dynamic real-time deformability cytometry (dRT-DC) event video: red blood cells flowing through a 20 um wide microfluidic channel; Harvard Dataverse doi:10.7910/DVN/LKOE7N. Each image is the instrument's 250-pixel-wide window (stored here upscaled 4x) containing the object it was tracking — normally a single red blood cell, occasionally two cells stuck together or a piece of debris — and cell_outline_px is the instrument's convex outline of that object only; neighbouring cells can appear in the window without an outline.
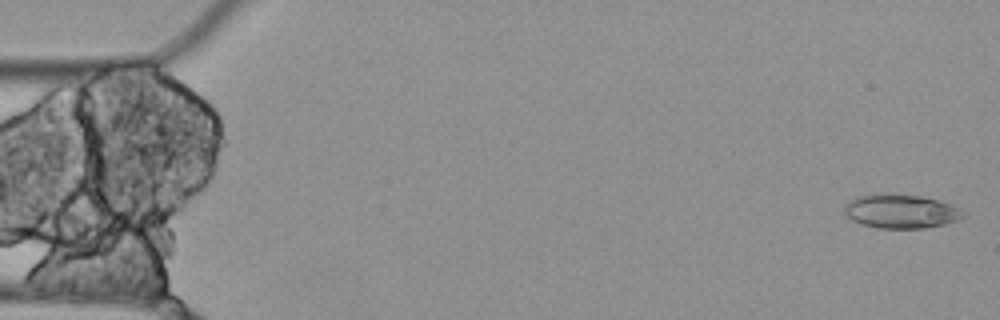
{"species": "Egyptian fruit bat (a non-hibernating species)", "species_latin": "Rousettus aegyptiacus", "temperature_condition": "cold", "stored_images_in_passage": 4, "camera_frame_rate_fps": 3000, "um_per_image_px": 0.085, "animal": {"sex": "female"}, "frame": {"image": 1, "passage_image": 1, "time_ms": 0.0, "image_size_px": [1000, 320], "cell_outline_px": [[968, 216], [960, 220], [944, 224], [924, 228], [876, 228], [860, 224], [852, 220], [844, 212], [844, 204], [856, 196], [920, 196], [936, 200], [948, 204], [964, 212]], "centroid_in_image_um": [76.58, 18.01], "position_along_channel_um": 8.4, "area_um2": 22.83}}
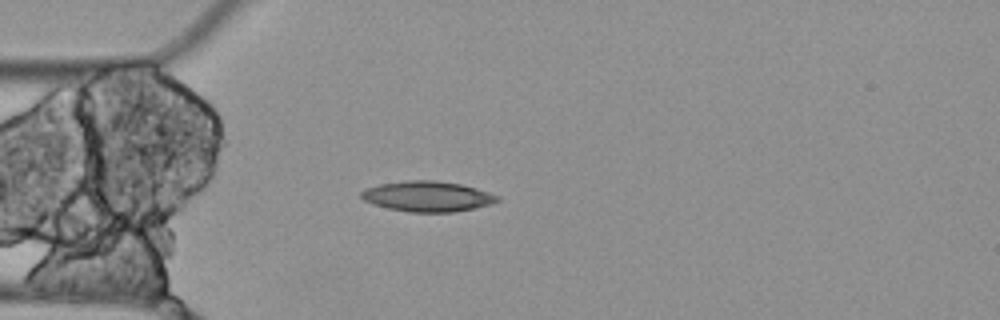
{"frame": {"image": 2, "passage_image": 4, "time_ms": 1.0, "image_size_px": [1000, 320], "cell_outline_px": [[500, 200], [488, 204], [472, 208], [452, 212], [408, 212], [388, 208], [372, 204], [364, 200], [360, 196], [360, 192], [364, 188], [380, 184], [408, 180], [436, 180], [460, 184], [476, 188], [500, 196]], "centroid_in_image_um": [36.29, 16.68], "position_along_channel_um": 48.7, "area_um2": 24.04}}